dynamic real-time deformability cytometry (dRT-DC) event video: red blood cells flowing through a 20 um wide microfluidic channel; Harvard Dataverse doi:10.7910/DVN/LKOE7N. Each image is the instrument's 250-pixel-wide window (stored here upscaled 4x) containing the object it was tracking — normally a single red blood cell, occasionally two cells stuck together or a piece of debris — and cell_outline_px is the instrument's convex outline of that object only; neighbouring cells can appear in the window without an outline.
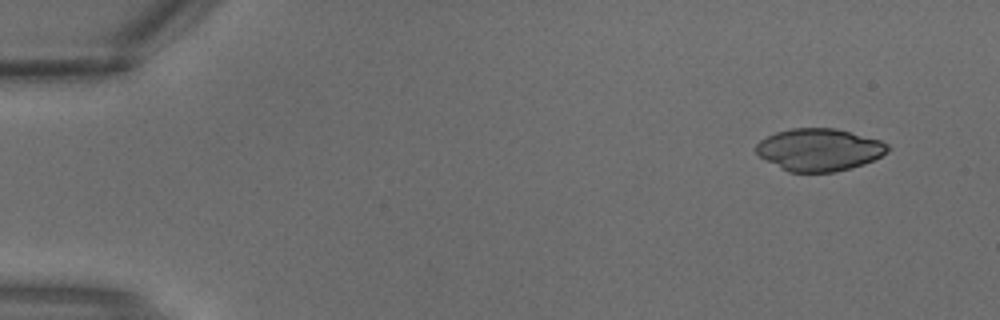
{"species": "common noctule bat (a hibernating species)", "species_latin": "Nyctalus noctula", "temperature_condition": "warm", "stored_images_in_passage": 2, "camera_frame_rate_fps": 3000, "um_per_image_px": 0.085, "animal": {"sex": "male", "body_mass_g": 18.8}, "frame": {"image": 1, "passage_image": 2, "time_ms": 0.333, "image_size_px": [1000, 320], "cell_outline_px": [[892, 148], [880, 156], [864, 164], [832, 172], [788, 172], [780, 168], [760, 156], [756, 152], [756, 144], [760, 140], [776, 132], [792, 128], [836, 128], [880, 140], [888, 144]], "centroid_in_image_um": [69.63, 12.72], "position_along_channel_um": 15.4, "area_um2": 32.31}}